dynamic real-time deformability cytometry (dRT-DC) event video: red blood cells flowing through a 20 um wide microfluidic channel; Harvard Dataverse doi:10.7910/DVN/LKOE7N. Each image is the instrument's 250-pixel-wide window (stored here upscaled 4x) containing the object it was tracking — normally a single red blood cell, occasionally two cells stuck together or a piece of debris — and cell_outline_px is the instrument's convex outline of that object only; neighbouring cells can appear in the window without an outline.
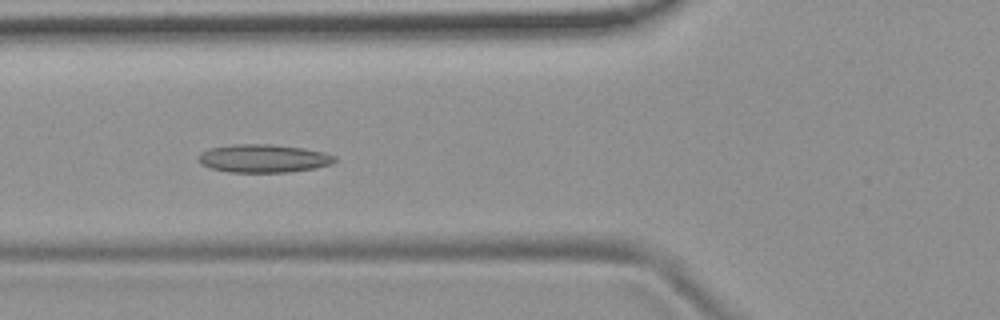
{"species": "common noctule bat (a hibernating species)", "species_latin": "Nyctalus noctula", "temperature_condition": "room temperature", "stored_images_in_passage": 42, "camera_frame_rate_fps": 3000, "um_per_image_px": 0.085, "animal": {"sex": "female", "body_mass_g": 19.9}, "frame": {"image": 1, "passage_image": 8, "time_ms": 2.333, "image_size_px": [1000, 320], "cell_outline_px": [[336, 160], [332, 164], [316, 168], [288, 172], [228, 172], [212, 168], [200, 164], [196, 160], [200, 152], [212, 148], [232, 144], [272, 144], [304, 148], [324, 152], [336, 156]], "centroid_in_image_um": [22.4, 13.46], "position_along_channel_um": 103.4, "area_um2": 22.54}}
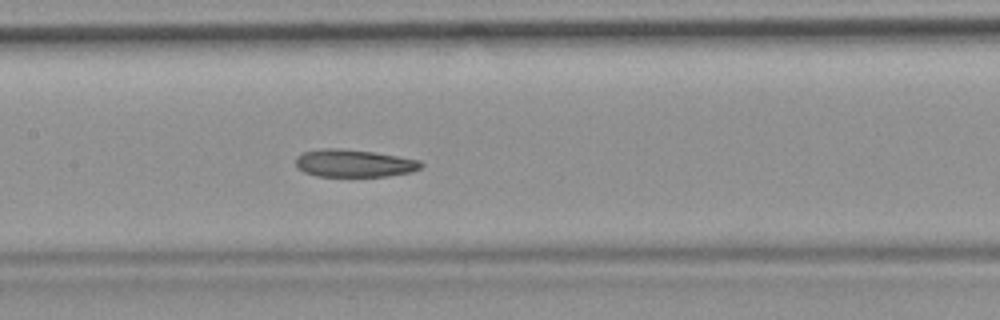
{"frame": {"image": 2, "passage_image": 14, "time_ms": 4.333, "image_size_px": [1000, 320], "cell_outline_px": [[424, 164], [420, 168], [412, 172], [388, 176], [316, 176], [304, 172], [296, 164], [296, 156], [304, 152], [324, 148], [340, 148], [372, 152], [420, 160]], "centroid_in_image_um": [30.1, 13.88], "position_along_channel_um": 177.3, "area_um2": 20.0}}
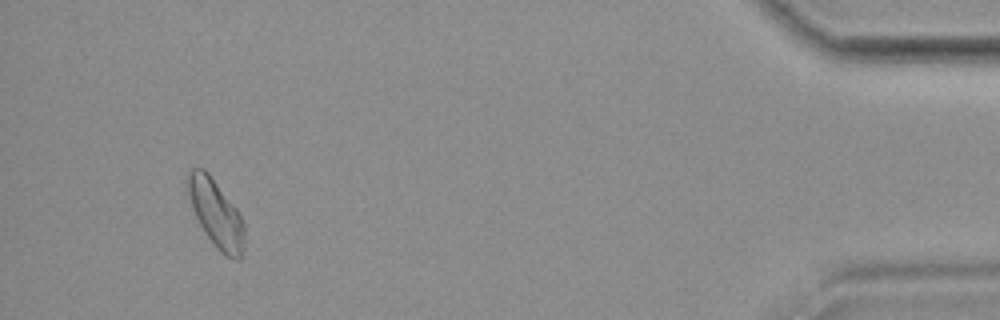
{"frame": {"image": 3, "passage_image": 39, "time_ms": 12.667, "image_size_px": [1000, 320], "cell_outline_px": [[244, 248], [240, 260], [236, 260], [220, 252], [216, 248], [200, 224], [192, 208], [184, 188], [188, 172], [192, 168], [204, 168], [208, 172], [236, 208], [244, 224]], "centroid_in_image_um": [18.33, 18.11], "position_along_channel_um": 416.9, "area_um2": 22.37}, "authors_computed_cell_mechanics": {"area_um2": 20.9236, "velocity_mm_per_s": 3.7024, "shape_relaxation_time_tau1_ms": null, "shape_relaxation_time_tau2_ms": 8.6592, "deformation_change_tau1": null, "deformation_change_tau2": 0.1563}}